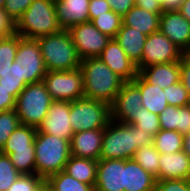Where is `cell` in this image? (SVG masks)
<instances>
[{
    "instance_id": "obj_9",
    "label": "cell",
    "mask_w": 190,
    "mask_h": 191,
    "mask_svg": "<svg viewBox=\"0 0 190 191\" xmlns=\"http://www.w3.org/2000/svg\"><path fill=\"white\" fill-rule=\"evenodd\" d=\"M53 101H75L84 98L83 74L80 68L66 71H47L43 78Z\"/></svg>"
},
{
    "instance_id": "obj_40",
    "label": "cell",
    "mask_w": 190,
    "mask_h": 191,
    "mask_svg": "<svg viewBox=\"0 0 190 191\" xmlns=\"http://www.w3.org/2000/svg\"><path fill=\"white\" fill-rule=\"evenodd\" d=\"M155 191H190V180H159L156 181Z\"/></svg>"
},
{
    "instance_id": "obj_17",
    "label": "cell",
    "mask_w": 190,
    "mask_h": 191,
    "mask_svg": "<svg viewBox=\"0 0 190 191\" xmlns=\"http://www.w3.org/2000/svg\"><path fill=\"white\" fill-rule=\"evenodd\" d=\"M103 135L104 129L83 130L74 133L70 140L71 155L99 160Z\"/></svg>"
},
{
    "instance_id": "obj_39",
    "label": "cell",
    "mask_w": 190,
    "mask_h": 191,
    "mask_svg": "<svg viewBox=\"0 0 190 191\" xmlns=\"http://www.w3.org/2000/svg\"><path fill=\"white\" fill-rule=\"evenodd\" d=\"M33 0H5L4 10L17 22L28 9Z\"/></svg>"
},
{
    "instance_id": "obj_28",
    "label": "cell",
    "mask_w": 190,
    "mask_h": 191,
    "mask_svg": "<svg viewBox=\"0 0 190 191\" xmlns=\"http://www.w3.org/2000/svg\"><path fill=\"white\" fill-rule=\"evenodd\" d=\"M153 145L160 154L182 151L183 134L177 131L160 129L153 137Z\"/></svg>"
},
{
    "instance_id": "obj_4",
    "label": "cell",
    "mask_w": 190,
    "mask_h": 191,
    "mask_svg": "<svg viewBox=\"0 0 190 191\" xmlns=\"http://www.w3.org/2000/svg\"><path fill=\"white\" fill-rule=\"evenodd\" d=\"M34 145L36 175L46 180L49 176L64 170L71 156L69 140L37 130Z\"/></svg>"
},
{
    "instance_id": "obj_30",
    "label": "cell",
    "mask_w": 190,
    "mask_h": 191,
    "mask_svg": "<svg viewBox=\"0 0 190 191\" xmlns=\"http://www.w3.org/2000/svg\"><path fill=\"white\" fill-rule=\"evenodd\" d=\"M159 158L160 153L153 144L139 147L132 157L146 172L155 177L159 181Z\"/></svg>"
},
{
    "instance_id": "obj_50",
    "label": "cell",
    "mask_w": 190,
    "mask_h": 191,
    "mask_svg": "<svg viewBox=\"0 0 190 191\" xmlns=\"http://www.w3.org/2000/svg\"><path fill=\"white\" fill-rule=\"evenodd\" d=\"M184 0H164V10L178 9Z\"/></svg>"
},
{
    "instance_id": "obj_45",
    "label": "cell",
    "mask_w": 190,
    "mask_h": 191,
    "mask_svg": "<svg viewBox=\"0 0 190 191\" xmlns=\"http://www.w3.org/2000/svg\"><path fill=\"white\" fill-rule=\"evenodd\" d=\"M109 11H112V9L106 0H90L89 21L91 22L93 19Z\"/></svg>"
},
{
    "instance_id": "obj_49",
    "label": "cell",
    "mask_w": 190,
    "mask_h": 191,
    "mask_svg": "<svg viewBox=\"0 0 190 191\" xmlns=\"http://www.w3.org/2000/svg\"><path fill=\"white\" fill-rule=\"evenodd\" d=\"M177 10L190 22V0H184Z\"/></svg>"
},
{
    "instance_id": "obj_35",
    "label": "cell",
    "mask_w": 190,
    "mask_h": 191,
    "mask_svg": "<svg viewBox=\"0 0 190 191\" xmlns=\"http://www.w3.org/2000/svg\"><path fill=\"white\" fill-rule=\"evenodd\" d=\"M7 191H45V180L36 174H21Z\"/></svg>"
},
{
    "instance_id": "obj_37",
    "label": "cell",
    "mask_w": 190,
    "mask_h": 191,
    "mask_svg": "<svg viewBox=\"0 0 190 191\" xmlns=\"http://www.w3.org/2000/svg\"><path fill=\"white\" fill-rule=\"evenodd\" d=\"M163 90H166V100L168 105L182 107L190 104V98L181 81L172 84Z\"/></svg>"
},
{
    "instance_id": "obj_22",
    "label": "cell",
    "mask_w": 190,
    "mask_h": 191,
    "mask_svg": "<svg viewBox=\"0 0 190 191\" xmlns=\"http://www.w3.org/2000/svg\"><path fill=\"white\" fill-rule=\"evenodd\" d=\"M132 81L138 86L141 92L143 108L157 115L167 108L166 90L147 83L139 74Z\"/></svg>"
},
{
    "instance_id": "obj_19",
    "label": "cell",
    "mask_w": 190,
    "mask_h": 191,
    "mask_svg": "<svg viewBox=\"0 0 190 191\" xmlns=\"http://www.w3.org/2000/svg\"><path fill=\"white\" fill-rule=\"evenodd\" d=\"M138 74L147 83L164 89L180 81V61L150 65L141 68Z\"/></svg>"
},
{
    "instance_id": "obj_53",
    "label": "cell",
    "mask_w": 190,
    "mask_h": 191,
    "mask_svg": "<svg viewBox=\"0 0 190 191\" xmlns=\"http://www.w3.org/2000/svg\"><path fill=\"white\" fill-rule=\"evenodd\" d=\"M157 2H159L162 5V8L164 10V0H156Z\"/></svg>"
},
{
    "instance_id": "obj_41",
    "label": "cell",
    "mask_w": 190,
    "mask_h": 191,
    "mask_svg": "<svg viewBox=\"0 0 190 191\" xmlns=\"http://www.w3.org/2000/svg\"><path fill=\"white\" fill-rule=\"evenodd\" d=\"M161 129L176 131L177 125V107L168 105L167 108L159 114Z\"/></svg>"
},
{
    "instance_id": "obj_46",
    "label": "cell",
    "mask_w": 190,
    "mask_h": 191,
    "mask_svg": "<svg viewBox=\"0 0 190 191\" xmlns=\"http://www.w3.org/2000/svg\"><path fill=\"white\" fill-rule=\"evenodd\" d=\"M113 12L123 17L132 7L135 0H106Z\"/></svg>"
},
{
    "instance_id": "obj_13",
    "label": "cell",
    "mask_w": 190,
    "mask_h": 191,
    "mask_svg": "<svg viewBox=\"0 0 190 191\" xmlns=\"http://www.w3.org/2000/svg\"><path fill=\"white\" fill-rule=\"evenodd\" d=\"M69 120L70 101H52L46 117L37 130L70 141L74 132Z\"/></svg>"
},
{
    "instance_id": "obj_14",
    "label": "cell",
    "mask_w": 190,
    "mask_h": 191,
    "mask_svg": "<svg viewBox=\"0 0 190 191\" xmlns=\"http://www.w3.org/2000/svg\"><path fill=\"white\" fill-rule=\"evenodd\" d=\"M159 31L184 54L190 53V22L177 10H163Z\"/></svg>"
},
{
    "instance_id": "obj_42",
    "label": "cell",
    "mask_w": 190,
    "mask_h": 191,
    "mask_svg": "<svg viewBox=\"0 0 190 191\" xmlns=\"http://www.w3.org/2000/svg\"><path fill=\"white\" fill-rule=\"evenodd\" d=\"M14 34H16V22L4 9H0V38L10 37Z\"/></svg>"
},
{
    "instance_id": "obj_52",
    "label": "cell",
    "mask_w": 190,
    "mask_h": 191,
    "mask_svg": "<svg viewBox=\"0 0 190 191\" xmlns=\"http://www.w3.org/2000/svg\"><path fill=\"white\" fill-rule=\"evenodd\" d=\"M5 0H0V9H4Z\"/></svg>"
},
{
    "instance_id": "obj_48",
    "label": "cell",
    "mask_w": 190,
    "mask_h": 191,
    "mask_svg": "<svg viewBox=\"0 0 190 191\" xmlns=\"http://www.w3.org/2000/svg\"><path fill=\"white\" fill-rule=\"evenodd\" d=\"M135 6L152 13H163L162 5L156 0H135Z\"/></svg>"
},
{
    "instance_id": "obj_26",
    "label": "cell",
    "mask_w": 190,
    "mask_h": 191,
    "mask_svg": "<svg viewBox=\"0 0 190 191\" xmlns=\"http://www.w3.org/2000/svg\"><path fill=\"white\" fill-rule=\"evenodd\" d=\"M36 133V128L19 124L0 152L8 155L12 151L35 150L34 139Z\"/></svg>"
},
{
    "instance_id": "obj_25",
    "label": "cell",
    "mask_w": 190,
    "mask_h": 191,
    "mask_svg": "<svg viewBox=\"0 0 190 191\" xmlns=\"http://www.w3.org/2000/svg\"><path fill=\"white\" fill-rule=\"evenodd\" d=\"M97 166L98 160L78 158L71 155L63 171L80 182L95 186Z\"/></svg>"
},
{
    "instance_id": "obj_1",
    "label": "cell",
    "mask_w": 190,
    "mask_h": 191,
    "mask_svg": "<svg viewBox=\"0 0 190 191\" xmlns=\"http://www.w3.org/2000/svg\"><path fill=\"white\" fill-rule=\"evenodd\" d=\"M153 144V137L146 131L127 123L111 119L104 128L99 159H132L139 147Z\"/></svg>"
},
{
    "instance_id": "obj_18",
    "label": "cell",
    "mask_w": 190,
    "mask_h": 191,
    "mask_svg": "<svg viewBox=\"0 0 190 191\" xmlns=\"http://www.w3.org/2000/svg\"><path fill=\"white\" fill-rule=\"evenodd\" d=\"M90 0H55L58 23L63 30L89 22Z\"/></svg>"
},
{
    "instance_id": "obj_51",
    "label": "cell",
    "mask_w": 190,
    "mask_h": 191,
    "mask_svg": "<svg viewBox=\"0 0 190 191\" xmlns=\"http://www.w3.org/2000/svg\"><path fill=\"white\" fill-rule=\"evenodd\" d=\"M182 151L190 158V131L183 134V148Z\"/></svg>"
},
{
    "instance_id": "obj_3",
    "label": "cell",
    "mask_w": 190,
    "mask_h": 191,
    "mask_svg": "<svg viewBox=\"0 0 190 191\" xmlns=\"http://www.w3.org/2000/svg\"><path fill=\"white\" fill-rule=\"evenodd\" d=\"M47 71H66L80 68L82 59L68 30L36 38Z\"/></svg>"
},
{
    "instance_id": "obj_29",
    "label": "cell",
    "mask_w": 190,
    "mask_h": 191,
    "mask_svg": "<svg viewBox=\"0 0 190 191\" xmlns=\"http://www.w3.org/2000/svg\"><path fill=\"white\" fill-rule=\"evenodd\" d=\"M0 84L12 91V96L16 99L19 93L27 85L23 79H20L17 62L0 63Z\"/></svg>"
},
{
    "instance_id": "obj_33",
    "label": "cell",
    "mask_w": 190,
    "mask_h": 191,
    "mask_svg": "<svg viewBox=\"0 0 190 191\" xmlns=\"http://www.w3.org/2000/svg\"><path fill=\"white\" fill-rule=\"evenodd\" d=\"M130 124L148 132L152 137L161 129L159 115L149 112L143 107L139 108L135 119Z\"/></svg>"
},
{
    "instance_id": "obj_21",
    "label": "cell",
    "mask_w": 190,
    "mask_h": 191,
    "mask_svg": "<svg viewBox=\"0 0 190 191\" xmlns=\"http://www.w3.org/2000/svg\"><path fill=\"white\" fill-rule=\"evenodd\" d=\"M114 39L133 63L137 65L141 61L147 35L122 24Z\"/></svg>"
},
{
    "instance_id": "obj_23",
    "label": "cell",
    "mask_w": 190,
    "mask_h": 191,
    "mask_svg": "<svg viewBox=\"0 0 190 191\" xmlns=\"http://www.w3.org/2000/svg\"><path fill=\"white\" fill-rule=\"evenodd\" d=\"M161 14L152 13L138 6H134L122 17V24L132 27L148 36L159 30Z\"/></svg>"
},
{
    "instance_id": "obj_16",
    "label": "cell",
    "mask_w": 190,
    "mask_h": 191,
    "mask_svg": "<svg viewBox=\"0 0 190 191\" xmlns=\"http://www.w3.org/2000/svg\"><path fill=\"white\" fill-rule=\"evenodd\" d=\"M99 58L125 82L132 81L138 75V69L122 47L111 38Z\"/></svg>"
},
{
    "instance_id": "obj_31",
    "label": "cell",
    "mask_w": 190,
    "mask_h": 191,
    "mask_svg": "<svg viewBox=\"0 0 190 191\" xmlns=\"http://www.w3.org/2000/svg\"><path fill=\"white\" fill-rule=\"evenodd\" d=\"M91 23L101 33L108 35L110 38H114L121 28L122 17L113 11H109L93 19Z\"/></svg>"
},
{
    "instance_id": "obj_32",
    "label": "cell",
    "mask_w": 190,
    "mask_h": 191,
    "mask_svg": "<svg viewBox=\"0 0 190 191\" xmlns=\"http://www.w3.org/2000/svg\"><path fill=\"white\" fill-rule=\"evenodd\" d=\"M8 156L21 174H36L35 150L12 151Z\"/></svg>"
},
{
    "instance_id": "obj_44",
    "label": "cell",
    "mask_w": 190,
    "mask_h": 191,
    "mask_svg": "<svg viewBox=\"0 0 190 191\" xmlns=\"http://www.w3.org/2000/svg\"><path fill=\"white\" fill-rule=\"evenodd\" d=\"M180 81L184 85L190 98V54H183L180 59Z\"/></svg>"
},
{
    "instance_id": "obj_5",
    "label": "cell",
    "mask_w": 190,
    "mask_h": 191,
    "mask_svg": "<svg viewBox=\"0 0 190 191\" xmlns=\"http://www.w3.org/2000/svg\"><path fill=\"white\" fill-rule=\"evenodd\" d=\"M55 0H33L16 22V33L36 39L62 30L54 6Z\"/></svg>"
},
{
    "instance_id": "obj_11",
    "label": "cell",
    "mask_w": 190,
    "mask_h": 191,
    "mask_svg": "<svg viewBox=\"0 0 190 191\" xmlns=\"http://www.w3.org/2000/svg\"><path fill=\"white\" fill-rule=\"evenodd\" d=\"M68 32L81 59L99 57L111 39L95 28L90 21L72 26Z\"/></svg>"
},
{
    "instance_id": "obj_24",
    "label": "cell",
    "mask_w": 190,
    "mask_h": 191,
    "mask_svg": "<svg viewBox=\"0 0 190 191\" xmlns=\"http://www.w3.org/2000/svg\"><path fill=\"white\" fill-rule=\"evenodd\" d=\"M156 179L135 160H125V191H154Z\"/></svg>"
},
{
    "instance_id": "obj_2",
    "label": "cell",
    "mask_w": 190,
    "mask_h": 191,
    "mask_svg": "<svg viewBox=\"0 0 190 191\" xmlns=\"http://www.w3.org/2000/svg\"><path fill=\"white\" fill-rule=\"evenodd\" d=\"M80 69L83 74L84 98L111 105L125 81L99 57L82 59Z\"/></svg>"
},
{
    "instance_id": "obj_6",
    "label": "cell",
    "mask_w": 190,
    "mask_h": 191,
    "mask_svg": "<svg viewBox=\"0 0 190 191\" xmlns=\"http://www.w3.org/2000/svg\"><path fill=\"white\" fill-rule=\"evenodd\" d=\"M52 101L43 81L26 85L16 98L15 111L20 124L38 129Z\"/></svg>"
},
{
    "instance_id": "obj_36",
    "label": "cell",
    "mask_w": 190,
    "mask_h": 191,
    "mask_svg": "<svg viewBox=\"0 0 190 191\" xmlns=\"http://www.w3.org/2000/svg\"><path fill=\"white\" fill-rule=\"evenodd\" d=\"M20 175L10 157L0 152V191H7Z\"/></svg>"
},
{
    "instance_id": "obj_10",
    "label": "cell",
    "mask_w": 190,
    "mask_h": 191,
    "mask_svg": "<svg viewBox=\"0 0 190 191\" xmlns=\"http://www.w3.org/2000/svg\"><path fill=\"white\" fill-rule=\"evenodd\" d=\"M184 53L159 30L147 36L141 61L136 65L141 68L161 63L180 61Z\"/></svg>"
},
{
    "instance_id": "obj_15",
    "label": "cell",
    "mask_w": 190,
    "mask_h": 191,
    "mask_svg": "<svg viewBox=\"0 0 190 191\" xmlns=\"http://www.w3.org/2000/svg\"><path fill=\"white\" fill-rule=\"evenodd\" d=\"M125 160L99 159L95 191H125Z\"/></svg>"
},
{
    "instance_id": "obj_27",
    "label": "cell",
    "mask_w": 190,
    "mask_h": 191,
    "mask_svg": "<svg viewBox=\"0 0 190 191\" xmlns=\"http://www.w3.org/2000/svg\"><path fill=\"white\" fill-rule=\"evenodd\" d=\"M45 191H95L93 185L80 182L64 171L49 176L45 180Z\"/></svg>"
},
{
    "instance_id": "obj_8",
    "label": "cell",
    "mask_w": 190,
    "mask_h": 191,
    "mask_svg": "<svg viewBox=\"0 0 190 191\" xmlns=\"http://www.w3.org/2000/svg\"><path fill=\"white\" fill-rule=\"evenodd\" d=\"M15 61L18 65L19 77L27 85L43 81L47 69L37 39L18 35Z\"/></svg>"
},
{
    "instance_id": "obj_38",
    "label": "cell",
    "mask_w": 190,
    "mask_h": 191,
    "mask_svg": "<svg viewBox=\"0 0 190 191\" xmlns=\"http://www.w3.org/2000/svg\"><path fill=\"white\" fill-rule=\"evenodd\" d=\"M18 49V34L0 38V63H13Z\"/></svg>"
},
{
    "instance_id": "obj_34",
    "label": "cell",
    "mask_w": 190,
    "mask_h": 191,
    "mask_svg": "<svg viewBox=\"0 0 190 191\" xmlns=\"http://www.w3.org/2000/svg\"><path fill=\"white\" fill-rule=\"evenodd\" d=\"M19 124L20 121L15 109L0 112V151Z\"/></svg>"
},
{
    "instance_id": "obj_20",
    "label": "cell",
    "mask_w": 190,
    "mask_h": 191,
    "mask_svg": "<svg viewBox=\"0 0 190 191\" xmlns=\"http://www.w3.org/2000/svg\"><path fill=\"white\" fill-rule=\"evenodd\" d=\"M159 165V180H190V158L183 151L160 154Z\"/></svg>"
},
{
    "instance_id": "obj_43",
    "label": "cell",
    "mask_w": 190,
    "mask_h": 191,
    "mask_svg": "<svg viewBox=\"0 0 190 191\" xmlns=\"http://www.w3.org/2000/svg\"><path fill=\"white\" fill-rule=\"evenodd\" d=\"M176 131L185 134L190 131V104L177 107V125Z\"/></svg>"
},
{
    "instance_id": "obj_47",
    "label": "cell",
    "mask_w": 190,
    "mask_h": 191,
    "mask_svg": "<svg viewBox=\"0 0 190 191\" xmlns=\"http://www.w3.org/2000/svg\"><path fill=\"white\" fill-rule=\"evenodd\" d=\"M16 106V99L12 96V91H8L0 84V112L13 110Z\"/></svg>"
},
{
    "instance_id": "obj_7",
    "label": "cell",
    "mask_w": 190,
    "mask_h": 191,
    "mask_svg": "<svg viewBox=\"0 0 190 191\" xmlns=\"http://www.w3.org/2000/svg\"><path fill=\"white\" fill-rule=\"evenodd\" d=\"M70 124L73 132L104 129L111 121L110 105L106 102L81 98L70 102Z\"/></svg>"
},
{
    "instance_id": "obj_12",
    "label": "cell",
    "mask_w": 190,
    "mask_h": 191,
    "mask_svg": "<svg viewBox=\"0 0 190 191\" xmlns=\"http://www.w3.org/2000/svg\"><path fill=\"white\" fill-rule=\"evenodd\" d=\"M142 107V95L133 81L124 82L121 90L110 105L111 119L130 124Z\"/></svg>"
}]
</instances>
